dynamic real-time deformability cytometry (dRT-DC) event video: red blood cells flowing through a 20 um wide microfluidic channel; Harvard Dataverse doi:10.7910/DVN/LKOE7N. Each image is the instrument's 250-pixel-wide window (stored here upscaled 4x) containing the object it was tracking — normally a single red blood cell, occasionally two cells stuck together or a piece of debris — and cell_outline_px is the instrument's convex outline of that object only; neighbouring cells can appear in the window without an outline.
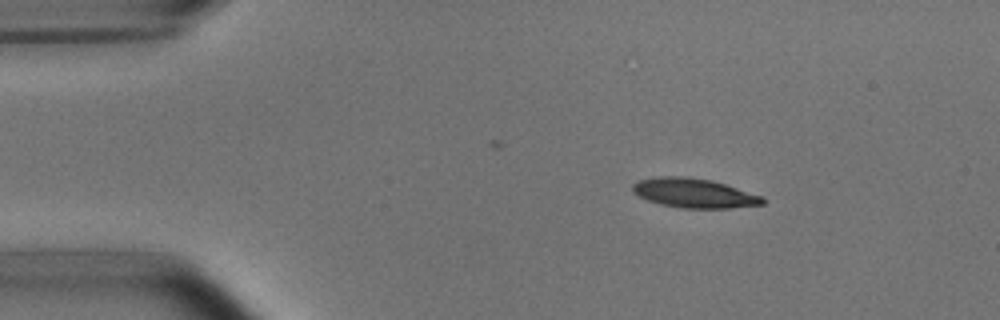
{"species": "common noctule bat (a hibernating species)", "species_latin": "Nyctalus noctula", "temperature_condition": "room temperature", "stored_images_in_passage": 39, "camera_frame_rate_fps": 3000, "um_per_image_px": 0.085, "animal": {"sex": "male", "body_mass_g": 15.6}, "frame": {"image": 1, "passage_image": 7, "time_ms": 2.0, "image_size_px": [1000, 320], "cell_outline_px": [[764, 204], [728, 208], [680, 208], [660, 204], [648, 200], [632, 192], [632, 184], [640, 180], [660, 176], [688, 176], [712, 180], [764, 196]], "centroid_in_image_um": [59.0, 16.41], "position_along_channel_um": 26.0, "area_um2": 22.31}}
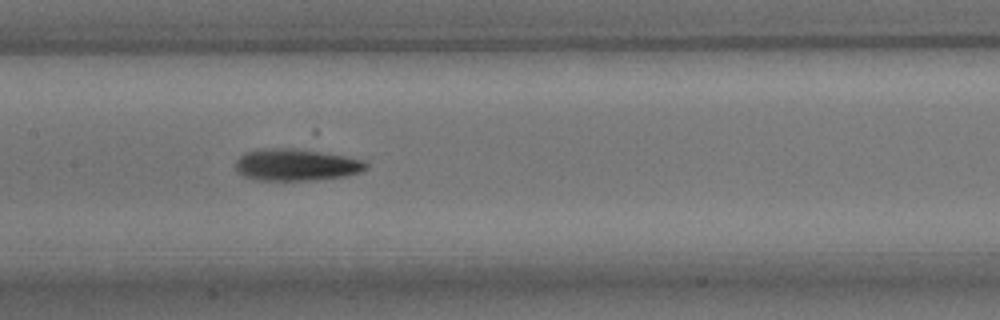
{"frame": {"image": 2, "passage_image": 24, "time_ms": 7.667, "image_size_px": [1000, 320], "cell_outline_px": [[368, 168], [360, 172], [348, 176], [316, 180], [256, 180], [244, 176], [236, 172], [236, 160], [244, 152], [260, 148], [312, 148], [364, 160], [368, 164]], "centroid_in_image_um": [25.22, 13.98], "position_along_channel_um": 182.2, "area_um2": 25.09}}
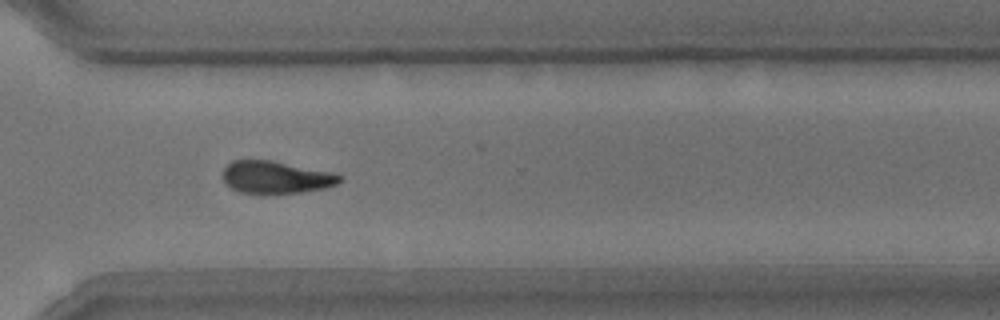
{"frame": {"image": 3, "passage_image": 37, "time_ms": 12.0, "image_size_px": [1000, 320], "cell_outline_px": [[344, 180], [336, 184], [324, 188], [300, 192], [264, 196], [240, 192], [232, 188], [224, 180], [224, 168], [232, 160], [268, 160], [328, 172], [344, 176]], "centroid_in_image_um": [23.43, 15.11], "position_along_channel_um": 347.2, "area_um2": 22.14}, "authors_computed_cell_mechanics": {"area_um2": 22.7732, "velocity_mm_per_s": 3.8134, "shape_relaxation_time_tau1_ms": 3.1455, "shape_relaxation_time_tau2_ms": null, "deformation_change_tau1": 0.1342, "deformation_change_tau2": null}}